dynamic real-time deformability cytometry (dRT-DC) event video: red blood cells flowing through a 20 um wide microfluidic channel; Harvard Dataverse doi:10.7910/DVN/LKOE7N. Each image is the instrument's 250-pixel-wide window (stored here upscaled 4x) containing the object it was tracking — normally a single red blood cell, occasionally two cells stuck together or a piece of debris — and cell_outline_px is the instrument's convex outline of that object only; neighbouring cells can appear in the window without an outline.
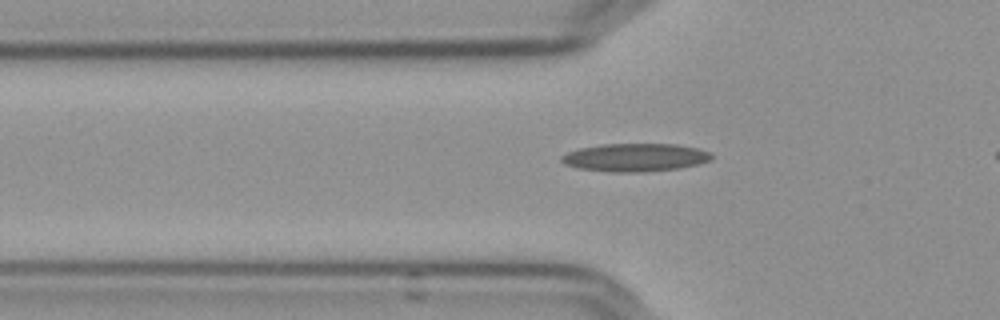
{"species": "Egyptian fruit bat (a non-hibernating species)", "species_latin": "Rousettus aegyptiacus", "temperature_condition": "cold", "stored_images_in_passage": 36, "camera_frame_rate_fps": 3000, "um_per_image_px": 0.085, "frame": {"image": 1, "passage_image": 5, "time_ms": 1.333, "image_size_px": [1000, 320], "cell_outline_px": [[712, 160], [700, 164], [680, 168], [644, 172], [612, 172], [580, 168], [564, 164], [560, 160], [560, 156], [568, 152], [580, 148], [600, 144], [676, 144], [696, 148], [712, 152]], "centroid_in_image_um": [54.02, 13.38], "position_along_channel_um": 71.8, "area_um2": 24.68}}
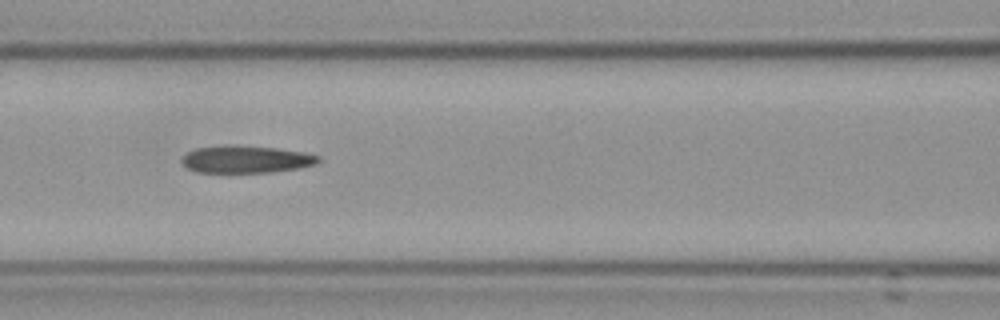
{"frame": {"image": 2, "passage_image": 11, "time_ms": 3.333, "image_size_px": [1000, 320], "cell_outline_px": [[320, 160], [316, 164], [300, 168], [272, 172], [196, 172], [188, 168], [180, 160], [188, 152], [196, 148], [224, 144], [232, 144], [280, 148], [304, 152], [320, 156]], "centroid_in_image_um": [20.93, 13.52], "position_along_channel_um": 145.7, "area_um2": 22.02}}
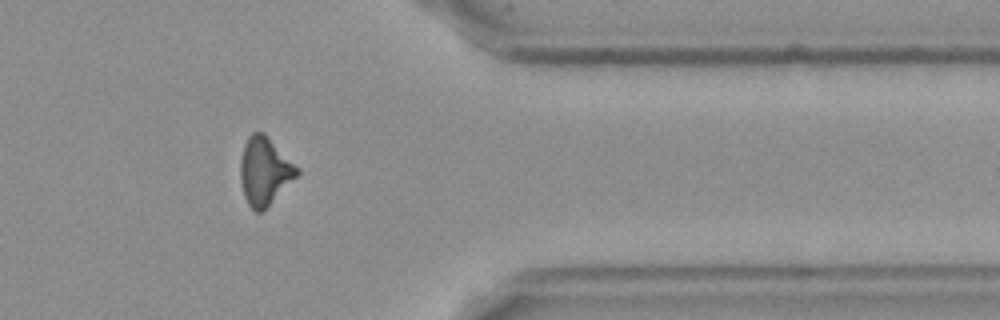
{"frame": {"image": 3, "passage_image": 32, "time_ms": 10.333, "image_size_px": [1000, 320], "cell_outline_px": [[300, 172], [264, 212], [256, 212], [248, 204], [244, 196], [240, 180], [240, 160], [244, 144], [248, 136], [252, 132], [264, 132], [300, 168]], "centroid_in_image_um": [22.49, 14.55], "position_along_channel_um": 388.9, "area_um2": 22.66}}